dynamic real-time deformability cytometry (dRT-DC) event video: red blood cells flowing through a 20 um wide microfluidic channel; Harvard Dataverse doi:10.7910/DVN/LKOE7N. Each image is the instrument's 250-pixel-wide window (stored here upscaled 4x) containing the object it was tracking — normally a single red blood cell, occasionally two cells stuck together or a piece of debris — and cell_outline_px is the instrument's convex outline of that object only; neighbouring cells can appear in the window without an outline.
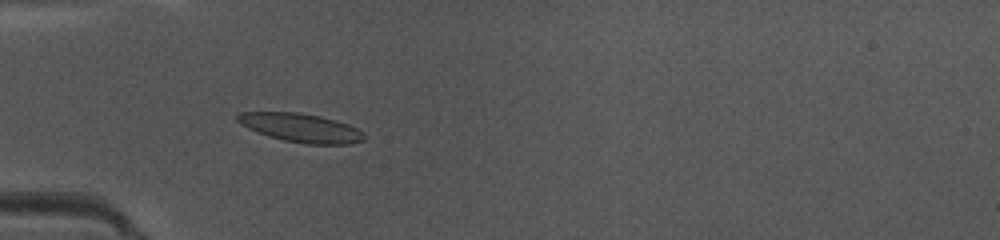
{"species": "common noctule bat (a hibernating species)", "species_latin": "Nyctalus noctula", "temperature_condition": "warm", "stored_images_in_passage": 48, "camera_frame_rate_fps": 3000, "um_per_image_px": 0.085, "animal": {"sex": "female", "body_mass_g": 10.0, "forearm_length_mm": 53.1}, "frame": {"image": 1, "passage_image": 15, "time_ms": 4.667, "image_size_px": [1000, 240], "cell_outline_px": [[364, 140], [348, 144], [308, 144], [284, 140], [268, 136], [248, 128], [240, 124], [236, 120], [236, 116], [240, 112], [300, 112], [320, 116], [336, 120], [348, 124], [364, 132]], "centroid_in_image_um": [25.57, 10.85], "position_along_channel_um": 59.4, "area_um2": 21.15}}
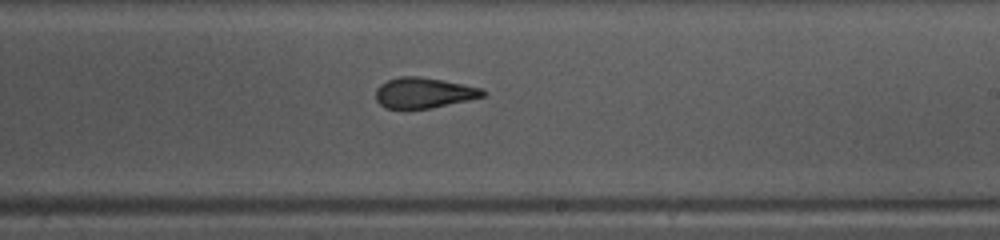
{"frame": {"image": 2, "passage_image": 29, "time_ms": 9.333, "image_size_px": [1000, 240], "cell_outline_px": [[488, 92], [484, 96], [432, 108], [384, 108], [376, 100], [376, 88], [380, 84], [388, 80], [400, 76], [416, 76], [444, 80], [484, 88]], "centroid_in_image_um": [36.04, 7.88], "position_along_channel_um": 253.0, "area_um2": 19.07}}
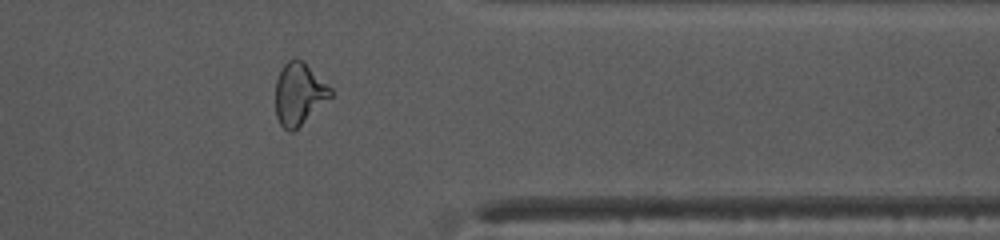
{"frame": {"image": 3, "passage_image": 39, "time_ms": 12.667, "image_size_px": [1000, 240], "cell_outline_px": [[332, 96], [292, 132], [288, 132], [280, 124], [276, 116], [276, 80], [280, 68], [288, 60], [304, 60], [332, 88]], "centroid_in_image_um": [25.41, 7.95], "position_along_channel_um": 386.0, "area_um2": 19.88}, "authors_computed_cell_mechanics": {"area_um2": 19.9121, "velocity_mm_per_s": 4.2112, "shape_relaxation_time_tau1_ms": 4.9458, "shape_relaxation_time_tau2_ms": 2.0621, "deformation_change_tau1": 0.1941, "deformation_change_tau2": 0.0952}}